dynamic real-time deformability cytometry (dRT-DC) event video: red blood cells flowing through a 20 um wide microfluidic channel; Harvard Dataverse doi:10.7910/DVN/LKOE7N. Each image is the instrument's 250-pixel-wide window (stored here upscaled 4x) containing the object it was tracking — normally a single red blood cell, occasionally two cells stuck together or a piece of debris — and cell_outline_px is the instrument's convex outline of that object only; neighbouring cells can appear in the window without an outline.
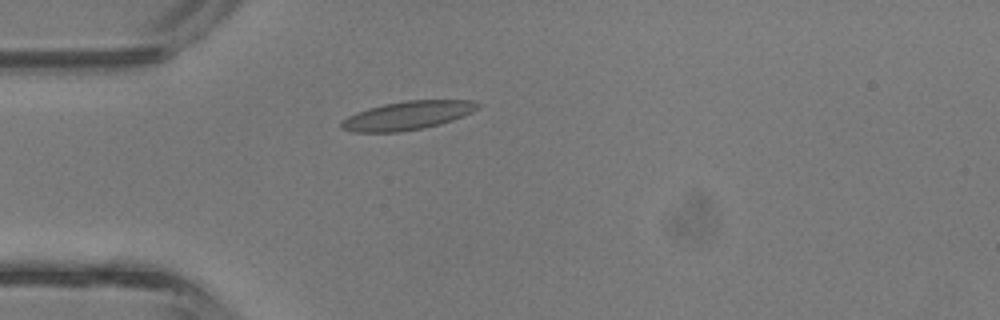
{"species": "common noctule bat (a hibernating species)", "species_latin": "Nyctalus noctula", "temperature_condition": "room temperature", "stored_images_in_passage": 4, "camera_frame_rate_fps": 3000, "um_per_image_px": 0.085, "animal": {"sex": "male", "body_mass_g": 13.3}, "frame": {"image": 1, "passage_image": 4, "time_ms": 1.0, "image_size_px": [1000, 320], "cell_outline_px": [[480, 108], [472, 112], [452, 120], [440, 124], [424, 128], [400, 132], [352, 132], [340, 128], [340, 120], [356, 112], [368, 108], [384, 104], [408, 100], [472, 100], [480, 104]], "centroid_in_image_um": [34.61, 9.82], "position_along_channel_um": 50.4, "area_um2": 22.83}}